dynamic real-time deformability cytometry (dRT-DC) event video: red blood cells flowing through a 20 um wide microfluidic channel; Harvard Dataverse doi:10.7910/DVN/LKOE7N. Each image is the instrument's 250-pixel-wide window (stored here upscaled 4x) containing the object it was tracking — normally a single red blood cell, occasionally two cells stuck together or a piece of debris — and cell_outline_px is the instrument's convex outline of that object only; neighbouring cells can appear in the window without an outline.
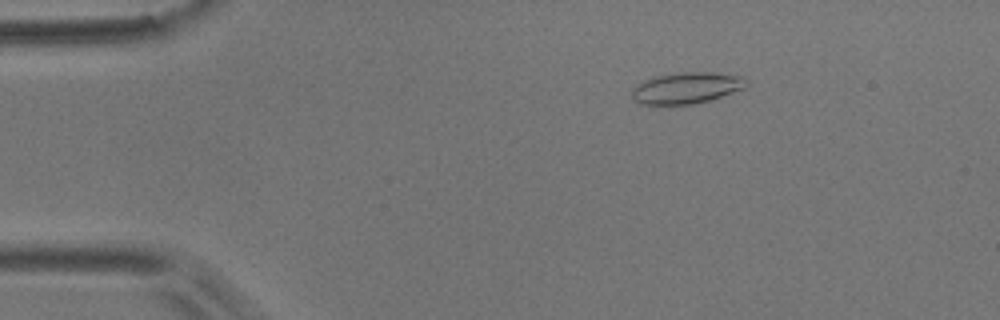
{"species": "common noctule bat (a hibernating species)", "species_latin": "Nyctalus noctula", "temperature_condition": "room temperature", "stored_images_in_passage": 43, "camera_frame_rate_fps": 3000, "um_per_image_px": 0.085, "animal": {"sex": "male", "body_mass_g": 17.9}, "frame": {"image": 1, "passage_image": 2, "time_ms": 0.333, "image_size_px": [1000, 320], "cell_outline_px": [[744, 88], [712, 100], [692, 104], [640, 104], [632, 100], [632, 88], [636, 84], [652, 76], [680, 72], [716, 72], [744, 76]], "centroid_in_image_um": [58.31, 7.47], "position_along_channel_um": 26.7, "area_um2": 21.04}}
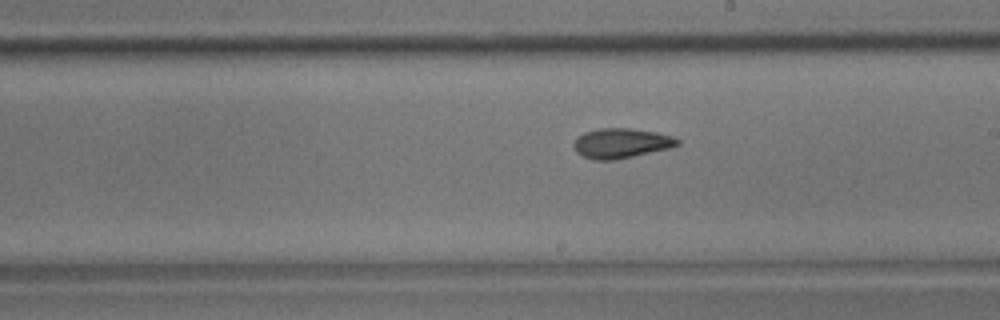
{"frame": {"image": 2, "passage_image": 24, "time_ms": 7.667, "image_size_px": [1000, 320], "cell_outline_px": [[680, 144], [668, 148], [632, 156], [612, 160], [592, 160], [580, 156], [576, 152], [572, 144], [576, 136], [584, 132], [600, 128], [632, 128], [656, 132], [672, 136], [680, 140]], "centroid_in_image_um": [52.73, 12.17], "position_along_channel_um": 236.3, "area_um2": 18.15}}
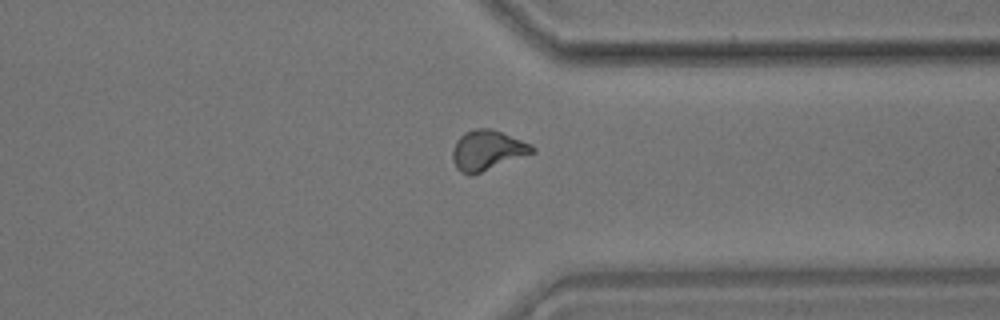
{"frame": {"image": 3, "passage_image": 35, "time_ms": 11.333, "image_size_px": [1000, 320], "cell_outline_px": [[536, 152], [480, 172], [468, 176], [460, 172], [456, 168], [452, 160], [452, 148], [456, 140], [464, 132], [476, 128], [488, 128], [500, 132], [532, 144], [536, 148]], "centroid_in_image_um": [41.39, 12.78], "position_along_channel_um": 370.0, "area_um2": 18.55}}